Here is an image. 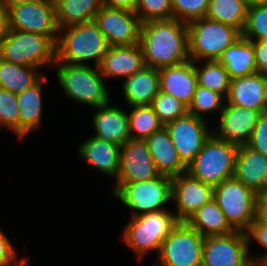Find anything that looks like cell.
I'll return each instance as SVG.
<instances>
[{
	"label": "cell",
	"instance_id": "cell-1",
	"mask_svg": "<svg viewBox=\"0 0 267 266\" xmlns=\"http://www.w3.org/2000/svg\"><path fill=\"white\" fill-rule=\"evenodd\" d=\"M139 44L146 67L161 69L190 60L187 23L175 18L141 24Z\"/></svg>",
	"mask_w": 267,
	"mask_h": 266
},
{
	"label": "cell",
	"instance_id": "cell-2",
	"mask_svg": "<svg viewBox=\"0 0 267 266\" xmlns=\"http://www.w3.org/2000/svg\"><path fill=\"white\" fill-rule=\"evenodd\" d=\"M53 67L66 99L70 98L79 105H87L94 110L111 101L109 87L106 86L99 67L68 62H55Z\"/></svg>",
	"mask_w": 267,
	"mask_h": 266
},
{
	"label": "cell",
	"instance_id": "cell-3",
	"mask_svg": "<svg viewBox=\"0 0 267 266\" xmlns=\"http://www.w3.org/2000/svg\"><path fill=\"white\" fill-rule=\"evenodd\" d=\"M109 48L94 20L59 29L56 62L99 66Z\"/></svg>",
	"mask_w": 267,
	"mask_h": 266
},
{
	"label": "cell",
	"instance_id": "cell-4",
	"mask_svg": "<svg viewBox=\"0 0 267 266\" xmlns=\"http://www.w3.org/2000/svg\"><path fill=\"white\" fill-rule=\"evenodd\" d=\"M179 222L168 207L162 211L130 217L124 227L122 241L140 260L150 253L157 256L164 239Z\"/></svg>",
	"mask_w": 267,
	"mask_h": 266
},
{
	"label": "cell",
	"instance_id": "cell-5",
	"mask_svg": "<svg viewBox=\"0 0 267 266\" xmlns=\"http://www.w3.org/2000/svg\"><path fill=\"white\" fill-rule=\"evenodd\" d=\"M0 58L17 65L50 68L56 62V43L47 35L7 29L0 40Z\"/></svg>",
	"mask_w": 267,
	"mask_h": 266
},
{
	"label": "cell",
	"instance_id": "cell-6",
	"mask_svg": "<svg viewBox=\"0 0 267 266\" xmlns=\"http://www.w3.org/2000/svg\"><path fill=\"white\" fill-rule=\"evenodd\" d=\"M238 149V144L212 134L195 159L187 165L186 173L214 188L234 177Z\"/></svg>",
	"mask_w": 267,
	"mask_h": 266
},
{
	"label": "cell",
	"instance_id": "cell-7",
	"mask_svg": "<svg viewBox=\"0 0 267 266\" xmlns=\"http://www.w3.org/2000/svg\"><path fill=\"white\" fill-rule=\"evenodd\" d=\"M189 57L193 62L217 60L241 33L206 17L187 23Z\"/></svg>",
	"mask_w": 267,
	"mask_h": 266
},
{
	"label": "cell",
	"instance_id": "cell-8",
	"mask_svg": "<svg viewBox=\"0 0 267 266\" xmlns=\"http://www.w3.org/2000/svg\"><path fill=\"white\" fill-rule=\"evenodd\" d=\"M172 195V178L159 175L150 180L124 184L113 197L131 210V217L165 210Z\"/></svg>",
	"mask_w": 267,
	"mask_h": 266
},
{
	"label": "cell",
	"instance_id": "cell-9",
	"mask_svg": "<svg viewBox=\"0 0 267 266\" xmlns=\"http://www.w3.org/2000/svg\"><path fill=\"white\" fill-rule=\"evenodd\" d=\"M257 195L235 177L213 188V199L235 231L246 232L255 221Z\"/></svg>",
	"mask_w": 267,
	"mask_h": 266
},
{
	"label": "cell",
	"instance_id": "cell-10",
	"mask_svg": "<svg viewBox=\"0 0 267 266\" xmlns=\"http://www.w3.org/2000/svg\"><path fill=\"white\" fill-rule=\"evenodd\" d=\"M204 236L179 222L161 244L152 266H202Z\"/></svg>",
	"mask_w": 267,
	"mask_h": 266
},
{
	"label": "cell",
	"instance_id": "cell-11",
	"mask_svg": "<svg viewBox=\"0 0 267 266\" xmlns=\"http://www.w3.org/2000/svg\"><path fill=\"white\" fill-rule=\"evenodd\" d=\"M5 7L9 29L47 35L57 42L59 27L54 0H38Z\"/></svg>",
	"mask_w": 267,
	"mask_h": 266
},
{
	"label": "cell",
	"instance_id": "cell-12",
	"mask_svg": "<svg viewBox=\"0 0 267 266\" xmlns=\"http://www.w3.org/2000/svg\"><path fill=\"white\" fill-rule=\"evenodd\" d=\"M249 249L246 233L242 231L205 237L202 266H248L253 262Z\"/></svg>",
	"mask_w": 267,
	"mask_h": 266
},
{
	"label": "cell",
	"instance_id": "cell-13",
	"mask_svg": "<svg viewBox=\"0 0 267 266\" xmlns=\"http://www.w3.org/2000/svg\"><path fill=\"white\" fill-rule=\"evenodd\" d=\"M159 175L146 140L131 138L120 148L119 172L110 192L113 196L124 184L150 180Z\"/></svg>",
	"mask_w": 267,
	"mask_h": 266
},
{
	"label": "cell",
	"instance_id": "cell-14",
	"mask_svg": "<svg viewBox=\"0 0 267 266\" xmlns=\"http://www.w3.org/2000/svg\"><path fill=\"white\" fill-rule=\"evenodd\" d=\"M208 124L206 120L187 113L165 125L179 158L186 166L195 159L213 134Z\"/></svg>",
	"mask_w": 267,
	"mask_h": 266
},
{
	"label": "cell",
	"instance_id": "cell-15",
	"mask_svg": "<svg viewBox=\"0 0 267 266\" xmlns=\"http://www.w3.org/2000/svg\"><path fill=\"white\" fill-rule=\"evenodd\" d=\"M94 21L109 46L139 43L141 22L135 12L102 6Z\"/></svg>",
	"mask_w": 267,
	"mask_h": 266
},
{
	"label": "cell",
	"instance_id": "cell-16",
	"mask_svg": "<svg viewBox=\"0 0 267 266\" xmlns=\"http://www.w3.org/2000/svg\"><path fill=\"white\" fill-rule=\"evenodd\" d=\"M213 199V187L191 177L188 173L172 178L171 201L175 215L186 222L192 214Z\"/></svg>",
	"mask_w": 267,
	"mask_h": 266
},
{
	"label": "cell",
	"instance_id": "cell-17",
	"mask_svg": "<svg viewBox=\"0 0 267 266\" xmlns=\"http://www.w3.org/2000/svg\"><path fill=\"white\" fill-rule=\"evenodd\" d=\"M259 111L238 105L225 104L219 114V124L212 129L215 137L238 145L246 144L260 116Z\"/></svg>",
	"mask_w": 267,
	"mask_h": 266
},
{
	"label": "cell",
	"instance_id": "cell-18",
	"mask_svg": "<svg viewBox=\"0 0 267 266\" xmlns=\"http://www.w3.org/2000/svg\"><path fill=\"white\" fill-rule=\"evenodd\" d=\"M225 104L267 112V76L257 72L231 79Z\"/></svg>",
	"mask_w": 267,
	"mask_h": 266
},
{
	"label": "cell",
	"instance_id": "cell-19",
	"mask_svg": "<svg viewBox=\"0 0 267 266\" xmlns=\"http://www.w3.org/2000/svg\"><path fill=\"white\" fill-rule=\"evenodd\" d=\"M99 67L106 79H125L145 67L140 44L130 46H109Z\"/></svg>",
	"mask_w": 267,
	"mask_h": 266
},
{
	"label": "cell",
	"instance_id": "cell-20",
	"mask_svg": "<svg viewBox=\"0 0 267 266\" xmlns=\"http://www.w3.org/2000/svg\"><path fill=\"white\" fill-rule=\"evenodd\" d=\"M96 108L92 115L94 134L107 142L124 145L129 139L128 113L121 107L111 104Z\"/></svg>",
	"mask_w": 267,
	"mask_h": 266
},
{
	"label": "cell",
	"instance_id": "cell-21",
	"mask_svg": "<svg viewBox=\"0 0 267 266\" xmlns=\"http://www.w3.org/2000/svg\"><path fill=\"white\" fill-rule=\"evenodd\" d=\"M159 83L160 91L174 96L189 107L198 85L195 62L188 60L159 69Z\"/></svg>",
	"mask_w": 267,
	"mask_h": 266
},
{
	"label": "cell",
	"instance_id": "cell-22",
	"mask_svg": "<svg viewBox=\"0 0 267 266\" xmlns=\"http://www.w3.org/2000/svg\"><path fill=\"white\" fill-rule=\"evenodd\" d=\"M77 149L80 159L82 158L89 168L113 178L116 181L119 172L121 146L105 141L96 136H91L81 143Z\"/></svg>",
	"mask_w": 267,
	"mask_h": 266
},
{
	"label": "cell",
	"instance_id": "cell-23",
	"mask_svg": "<svg viewBox=\"0 0 267 266\" xmlns=\"http://www.w3.org/2000/svg\"><path fill=\"white\" fill-rule=\"evenodd\" d=\"M43 75L35 84L17 94L19 109L18 118V140H24L33 131L38 130L42 125L43 117V98L42 91L45 85Z\"/></svg>",
	"mask_w": 267,
	"mask_h": 266
},
{
	"label": "cell",
	"instance_id": "cell-24",
	"mask_svg": "<svg viewBox=\"0 0 267 266\" xmlns=\"http://www.w3.org/2000/svg\"><path fill=\"white\" fill-rule=\"evenodd\" d=\"M146 142L157 172L171 178L186 173L187 166L179 158L178 152L165 126L150 135Z\"/></svg>",
	"mask_w": 267,
	"mask_h": 266
},
{
	"label": "cell",
	"instance_id": "cell-25",
	"mask_svg": "<svg viewBox=\"0 0 267 266\" xmlns=\"http://www.w3.org/2000/svg\"><path fill=\"white\" fill-rule=\"evenodd\" d=\"M234 177L260 194L267 184V157L246 144L239 145Z\"/></svg>",
	"mask_w": 267,
	"mask_h": 266
},
{
	"label": "cell",
	"instance_id": "cell-26",
	"mask_svg": "<svg viewBox=\"0 0 267 266\" xmlns=\"http://www.w3.org/2000/svg\"><path fill=\"white\" fill-rule=\"evenodd\" d=\"M122 93L129 107L151 105L160 91L159 69L144 67L123 79Z\"/></svg>",
	"mask_w": 267,
	"mask_h": 266
},
{
	"label": "cell",
	"instance_id": "cell-27",
	"mask_svg": "<svg viewBox=\"0 0 267 266\" xmlns=\"http://www.w3.org/2000/svg\"><path fill=\"white\" fill-rule=\"evenodd\" d=\"M231 79L257 73L252 42L241 35L217 59Z\"/></svg>",
	"mask_w": 267,
	"mask_h": 266
},
{
	"label": "cell",
	"instance_id": "cell-28",
	"mask_svg": "<svg viewBox=\"0 0 267 266\" xmlns=\"http://www.w3.org/2000/svg\"><path fill=\"white\" fill-rule=\"evenodd\" d=\"M186 223L204 237L223 236L235 231L214 199L192 214Z\"/></svg>",
	"mask_w": 267,
	"mask_h": 266
},
{
	"label": "cell",
	"instance_id": "cell-29",
	"mask_svg": "<svg viewBox=\"0 0 267 266\" xmlns=\"http://www.w3.org/2000/svg\"><path fill=\"white\" fill-rule=\"evenodd\" d=\"M59 29L94 20L102 0H54Z\"/></svg>",
	"mask_w": 267,
	"mask_h": 266
},
{
	"label": "cell",
	"instance_id": "cell-30",
	"mask_svg": "<svg viewBox=\"0 0 267 266\" xmlns=\"http://www.w3.org/2000/svg\"><path fill=\"white\" fill-rule=\"evenodd\" d=\"M39 71L37 68L9 63L0 58V88L15 94L22 93L43 76Z\"/></svg>",
	"mask_w": 267,
	"mask_h": 266
},
{
	"label": "cell",
	"instance_id": "cell-31",
	"mask_svg": "<svg viewBox=\"0 0 267 266\" xmlns=\"http://www.w3.org/2000/svg\"><path fill=\"white\" fill-rule=\"evenodd\" d=\"M248 6L244 0H210L206 18L232 26L242 33Z\"/></svg>",
	"mask_w": 267,
	"mask_h": 266
},
{
	"label": "cell",
	"instance_id": "cell-32",
	"mask_svg": "<svg viewBox=\"0 0 267 266\" xmlns=\"http://www.w3.org/2000/svg\"><path fill=\"white\" fill-rule=\"evenodd\" d=\"M195 71L199 86L218 92L225 98L227 97L231 78L224 65L217 60L199 61L195 62Z\"/></svg>",
	"mask_w": 267,
	"mask_h": 266
},
{
	"label": "cell",
	"instance_id": "cell-33",
	"mask_svg": "<svg viewBox=\"0 0 267 266\" xmlns=\"http://www.w3.org/2000/svg\"><path fill=\"white\" fill-rule=\"evenodd\" d=\"M129 134L132 139L146 140L164 125L151 105L131 106L128 112Z\"/></svg>",
	"mask_w": 267,
	"mask_h": 266
},
{
	"label": "cell",
	"instance_id": "cell-34",
	"mask_svg": "<svg viewBox=\"0 0 267 266\" xmlns=\"http://www.w3.org/2000/svg\"><path fill=\"white\" fill-rule=\"evenodd\" d=\"M225 102L226 98L223 95L197 85L192 102L188 107V113L206 120L207 118L204 116V113L211 116L218 114L219 116Z\"/></svg>",
	"mask_w": 267,
	"mask_h": 266
},
{
	"label": "cell",
	"instance_id": "cell-35",
	"mask_svg": "<svg viewBox=\"0 0 267 266\" xmlns=\"http://www.w3.org/2000/svg\"><path fill=\"white\" fill-rule=\"evenodd\" d=\"M151 106L164 126L188 113V107L183 102L162 91H159Z\"/></svg>",
	"mask_w": 267,
	"mask_h": 266
},
{
	"label": "cell",
	"instance_id": "cell-36",
	"mask_svg": "<svg viewBox=\"0 0 267 266\" xmlns=\"http://www.w3.org/2000/svg\"><path fill=\"white\" fill-rule=\"evenodd\" d=\"M241 35L250 41H267V4L248 7Z\"/></svg>",
	"mask_w": 267,
	"mask_h": 266
},
{
	"label": "cell",
	"instance_id": "cell-37",
	"mask_svg": "<svg viewBox=\"0 0 267 266\" xmlns=\"http://www.w3.org/2000/svg\"><path fill=\"white\" fill-rule=\"evenodd\" d=\"M135 13L141 24L174 18L172 0H137Z\"/></svg>",
	"mask_w": 267,
	"mask_h": 266
},
{
	"label": "cell",
	"instance_id": "cell-38",
	"mask_svg": "<svg viewBox=\"0 0 267 266\" xmlns=\"http://www.w3.org/2000/svg\"><path fill=\"white\" fill-rule=\"evenodd\" d=\"M19 109L17 94L0 88V127L11 131L18 138Z\"/></svg>",
	"mask_w": 267,
	"mask_h": 266
},
{
	"label": "cell",
	"instance_id": "cell-39",
	"mask_svg": "<svg viewBox=\"0 0 267 266\" xmlns=\"http://www.w3.org/2000/svg\"><path fill=\"white\" fill-rule=\"evenodd\" d=\"M210 0H172L173 17L189 23L206 17Z\"/></svg>",
	"mask_w": 267,
	"mask_h": 266
},
{
	"label": "cell",
	"instance_id": "cell-40",
	"mask_svg": "<svg viewBox=\"0 0 267 266\" xmlns=\"http://www.w3.org/2000/svg\"><path fill=\"white\" fill-rule=\"evenodd\" d=\"M246 145L267 157V112L260 114L251 138Z\"/></svg>",
	"mask_w": 267,
	"mask_h": 266
},
{
	"label": "cell",
	"instance_id": "cell-41",
	"mask_svg": "<svg viewBox=\"0 0 267 266\" xmlns=\"http://www.w3.org/2000/svg\"><path fill=\"white\" fill-rule=\"evenodd\" d=\"M247 236L248 246H251L253 240L257 244L265 248V252H261L256 257H252V261L262 262L267 257V225H263L254 221L245 232Z\"/></svg>",
	"mask_w": 267,
	"mask_h": 266
},
{
	"label": "cell",
	"instance_id": "cell-42",
	"mask_svg": "<svg viewBox=\"0 0 267 266\" xmlns=\"http://www.w3.org/2000/svg\"><path fill=\"white\" fill-rule=\"evenodd\" d=\"M14 245L0 227V266H17L25 258L18 257Z\"/></svg>",
	"mask_w": 267,
	"mask_h": 266
},
{
	"label": "cell",
	"instance_id": "cell-43",
	"mask_svg": "<svg viewBox=\"0 0 267 266\" xmlns=\"http://www.w3.org/2000/svg\"><path fill=\"white\" fill-rule=\"evenodd\" d=\"M257 72L267 76V41H251Z\"/></svg>",
	"mask_w": 267,
	"mask_h": 266
},
{
	"label": "cell",
	"instance_id": "cell-44",
	"mask_svg": "<svg viewBox=\"0 0 267 266\" xmlns=\"http://www.w3.org/2000/svg\"><path fill=\"white\" fill-rule=\"evenodd\" d=\"M255 221L267 225V199L261 194L256 198Z\"/></svg>",
	"mask_w": 267,
	"mask_h": 266
},
{
	"label": "cell",
	"instance_id": "cell-45",
	"mask_svg": "<svg viewBox=\"0 0 267 266\" xmlns=\"http://www.w3.org/2000/svg\"><path fill=\"white\" fill-rule=\"evenodd\" d=\"M104 6L135 12L137 0H102Z\"/></svg>",
	"mask_w": 267,
	"mask_h": 266
},
{
	"label": "cell",
	"instance_id": "cell-46",
	"mask_svg": "<svg viewBox=\"0 0 267 266\" xmlns=\"http://www.w3.org/2000/svg\"><path fill=\"white\" fill-rule=\"evenodd\" d=\"M8 29L7 8L0 0V40L6 34Z\"/></svg>",
	"mask_w": 267,
	"mask_h": 266
},
{
	"label": "cell",
	"instance_id": "cell-47",
	"mask_svg": "<svg viewBox=\"0 0 267 266\" xmlns=\"http://www.w3.org/2000/svg\"><path fill=\"white\" fill-rule=\"evenodd\" d=\"M38 0H2L4 5H18V4H24V3H31Z\"/></svg>",
	"mask_w": 267,
	"mask_h": 266
},
{
	"label": "cell",
	"instance_id": "cell-48",
	"mask_svg": "<svg viewBox=\"0 0 267 266\" xmlns=\"http://www.w3.org/2000/svg\"><path fill=\"white\" fill-rule=\"evenodd\" d=\"M244 1L248 7L267 4V0H244Z\"/></svg>",
	"mask_w": 267,
	"mask_h": 266
},
{
	"label": "cell",
	"instance_id": "cell-49",
	"mask_svg": "<svg viewBox=\"0 0 267 266\" xmlns=\"http://www.w3.org/2000/svg\"><path fill=\"white\" fill-rule=\"evenodd\" d=\"M260 194L267 199V184L265 185L264 190Z\"/></svg>",
	"mask_w": 267,
	"mask_h": 266
},
{
	"label": "cell",
	"instance_id": "cell-50",
	"mask_svg": "<svg viewBox=\"0 0 267 266\" xmlns=\"http://www.w3.org/2000/svg\"><path fill=\"white\" fill-rule=\"evenodd\" d=\"M27 260H28V258L25 257V259L22 260L17 266H26L27 262H28Z\"/></svg>",
	"mask_w": 267,
	"mask_h": 266
},
{
	"label": "cell",
	"instance_id": "cell-51",
	"mask_svg": "<svg viewBox=\"0 0 267 266\" xmlns=\"http://www.w3.org/2000/svg\"><path fill=\"white\" fill-rule=\"evenodd\" d=\"M248 266H263V264L261 262H255L253 261L251 264H249Z\"/></svg>",
	"mask_w": 267,
	"mask_h": 266
},
{
	"label": "cell",
	"instance_id": "cell-52",
	"mask_svg": "<svg viewBox=\"0 0 267 266\" xmlns=\"http://www.w3.org/2000/svg\"><path fill=\"white\" fill-rule=\"evenodd\" d=\"M261 263L263 264V266H267V261H262Z\"/></svg>",
	"mask_w": 267,
	"mask_h": 266
}]
</instances>
